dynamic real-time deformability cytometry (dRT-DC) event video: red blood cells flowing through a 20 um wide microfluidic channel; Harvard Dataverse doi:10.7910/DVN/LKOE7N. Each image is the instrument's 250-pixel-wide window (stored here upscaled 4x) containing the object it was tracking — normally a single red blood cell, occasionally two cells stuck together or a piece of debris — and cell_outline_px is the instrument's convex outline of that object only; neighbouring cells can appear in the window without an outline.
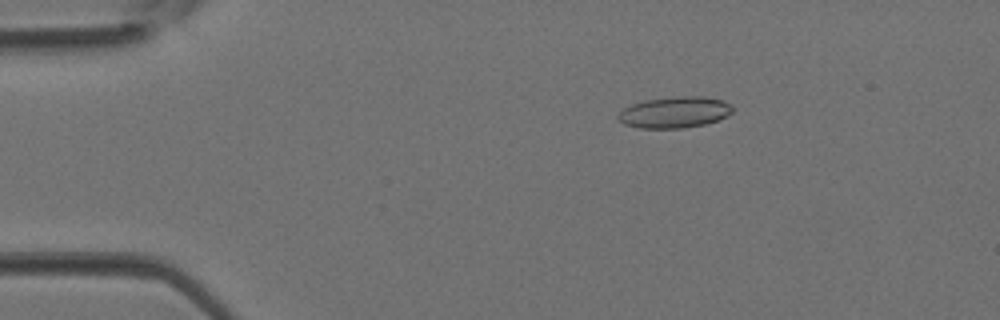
{"species": "Egyptian fruit bat (a non-hibernating species)", "species_latin": "Rousettus aegyptiacus", "temperature_condition": "room temperature", "stored_images_in_passage": 3, "camera_frame_rate_fps": 3000, "um_per_image_px": 0.085, "animal": {"sex": "female"}, "frame": {"image": 1, "passage_image": 2, "time_ms": 0.333, "image_size_px": [1000, 320], "cell_outline_px": [[732, 112], [728, 116], [704, 124], [684, 128], [640, 128], [624, 124], [616, 116], [624, 108], [632, 104], [644, 100], [680, 96], [704, 96], [724, 100], [732, 104]], "centroid_in_image_um": [57.37, 9.54], "position_along_channel_um": 27.6, "area_um2": 20.87}}